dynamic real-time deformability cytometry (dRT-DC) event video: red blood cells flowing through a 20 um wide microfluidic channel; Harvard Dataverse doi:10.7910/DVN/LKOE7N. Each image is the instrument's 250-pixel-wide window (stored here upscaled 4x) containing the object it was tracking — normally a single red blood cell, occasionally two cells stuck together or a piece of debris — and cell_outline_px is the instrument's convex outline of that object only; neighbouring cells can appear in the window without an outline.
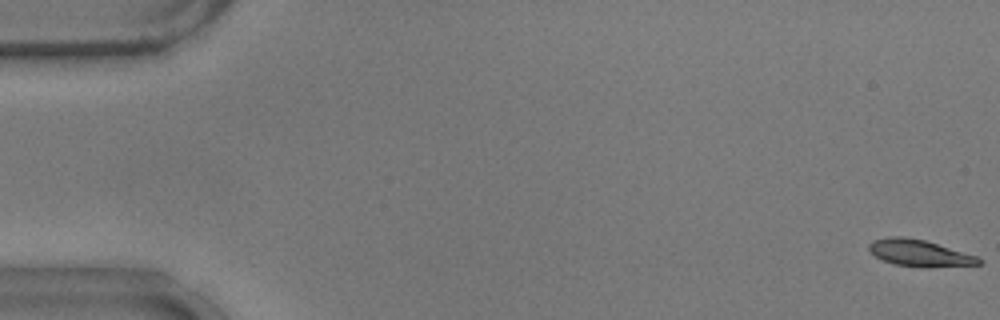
{"species": "common noctule bat (a hibernating species)", "species_latin": "Nyctalus noctula", "temperature_condition": "warm", "stored_images_in_passage": 5, "camera_frame_rate_fps": 3000, "um_per_image_px": 0.085, "animal": {"sex": "male", "body_mass_g": 17.9}, "frame": {"image": 1, "passage_image": 1, "time_ms": 0.0, "image_size_px": [1000, 320], "cell_outline_px": [[984, 260], [980, 264], [928, 268], [896, 264], [884, 260], [876, 256], [868, 248], [868, 244], [872, 240], [888, 236], [904, 236], [924, 240], [976, 256]], "centroid_in_image_um": [78.15, 21.51], "position_along_channel_um": 6.9, "area_um2": 16.94}}